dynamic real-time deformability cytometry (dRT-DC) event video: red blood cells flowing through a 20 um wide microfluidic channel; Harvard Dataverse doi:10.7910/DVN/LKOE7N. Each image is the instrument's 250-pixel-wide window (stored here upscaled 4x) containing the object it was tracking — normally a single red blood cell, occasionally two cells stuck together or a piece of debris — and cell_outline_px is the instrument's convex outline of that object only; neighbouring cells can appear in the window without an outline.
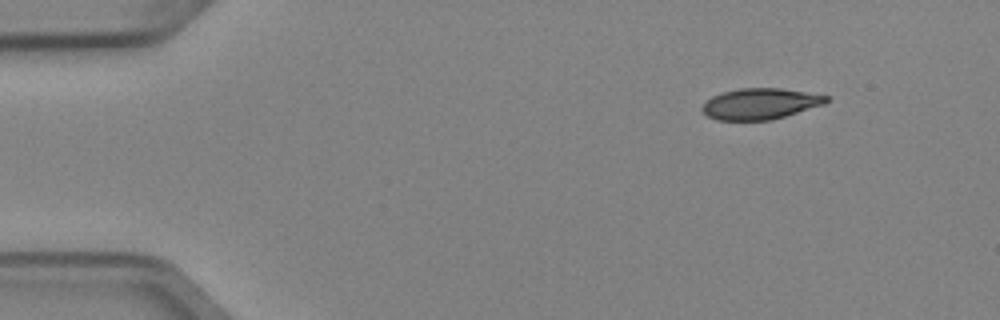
{"species": "Egyptian fruit bat (a non-hibernating species)", "species_latin": "Rousettus aegyptiacus", "temperature_condition": "cold", "stored_images_in_passage": 5, "camera_frame_rate_fps": 3000, "um_per_image_px": 0.085, "animal": {"sex": "female"}, "frame": {"image": 1, "passage_image": 1, "time_ms": 0.0, "image_size_px": [1000, 320], "cell_outline_px": [[828, 100], [824, 104], [772, 120], [716, 120], [708, 116], [700, 108], [712, 96], [724, 92], [740, 88], [780, 88], [828, 96]], "centroid_in_image_um": [64.6, 8.83], "position_along_channel_um": 20.4, "area_um2": 22.14}}
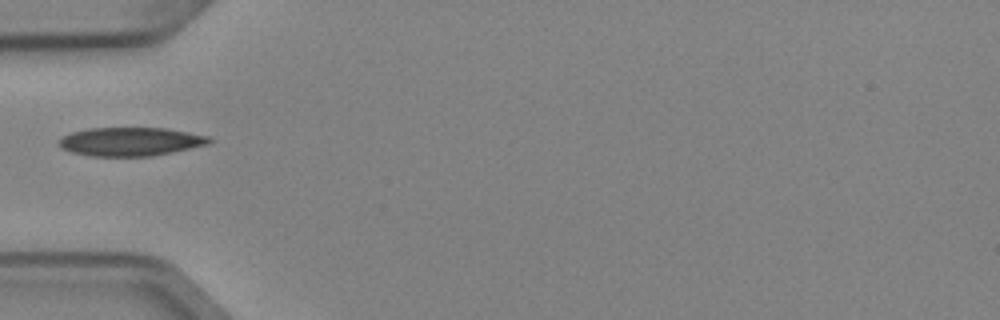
{"frame": {"image": 2, "passage_image": 4, "time_ms": 1.0, "image_size_px": [1000, 320], "cell_outline_px": [[212, 140], [208, 144], [172, 152], [152, 156], [92, 156], [72, 152], [60, 148], [60, 140], [64, 136], [72, 132], [88, 128], [164, 128], [208, 136]], "centroid_in_image_um": [11.08, 12.04], "position_along_channel_um": 73.9, "area_um2": 24.74}}
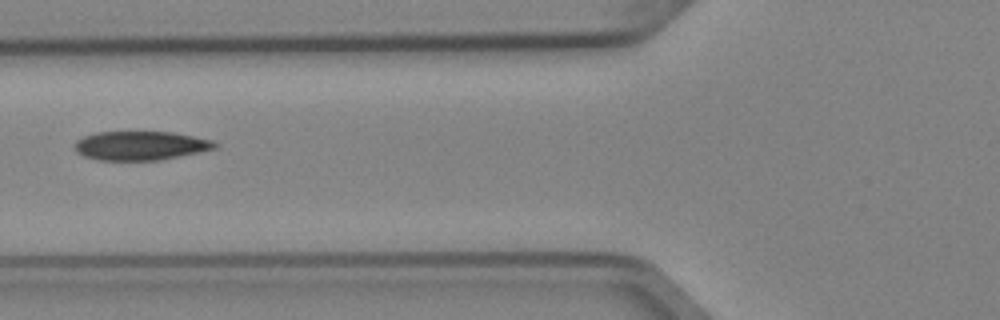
{"frame": {"image": 3, "passage_image": 5, "time_ms": 1.333, "image_size_px": [1000, 320], "cell_outline_px": [[220, 144], [216, 148], [200, 152], [160, 160], [96, 160], [84, 156], [76, 152], [72, 144], [76, 140], [84, 136], [96, 132], [172, 132], [212, 140]], "centroid_in_image_um": [11.92, 12.38], "position_along_channel_um": 113.9, "area_um2": 23.81}}